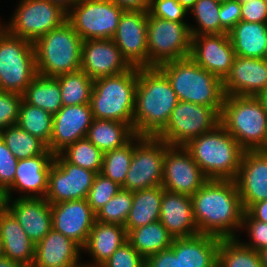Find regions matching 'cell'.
<instances>
[{
	"instance_id": "44",
	"label": "cell",
	"mask_w": 267,
	"mask_h": 267,
	"mask_svg": "<svg viewBox=\"0 0 267 267\" xmlns=\"http://www.w3.org/2000/svg\"><path fill=\"white\" fill-rule=\"evenodd\" d=\"M22 99L20 93L0 91V131L17 124Z\"/></svg>"
},
{
	"instance_id": "29",
	"label": "cell",
	"mask_w": 267,
	"mask_h": 267,
	"mask_svg": "<svg viewBox=\"0 0 267 267\" xmlns=\"http://www.w3.org/2000/svg\"><path fill=\"white\" fill-rule=\"evenodd\" d=\"M0 237L3 242L5 257L25 267H32L35 244L8 209L0 216Z\"/></svg>"
},
{
	"instance_id": "24",
	"label": "cell",
	"mask_w": 267,
	"mask_h": 267,
	"mask_svg": "<svg viewBox=\"0 0 267 267\" xmlns=\"http://www.w3.org/2000/svg\"><path fill=\"white\" fill-rule=\"evenodd\" d=\"M14 199H8V210L36 245L52 229L51 205L45 198Z\"/></svg>"
},
{
	"instance_id": "45",
	"label": "cell",
	"mask_w": 267,
	"mask_h": 267,
	"mask_svg": "<svg viewBox=\"0 0 267 267\" xmlns=\"http://www.w3.org/2000/svg\"><path fill=\"white\" fill-rule=\"evenodd\" d=\"M145 258L127 241L100 267H145Z\"/></svg>"
},
{
	"instance_id": "31",
	"label": "cell",
	"mask_w": 267,
	"mask_h": 267,
	"mask_svg": "<svg viewBox=\"0 0 267 267\" xmlns=\"http://www.w3.org/2000/svg\"><path fill=\"white\" fill-rule=\"evenodd\" d=\"M162 197L163 187L161 185L133 192L132 207L124 226L126 232L158 221Z\"/></svg>"
},
{
	"instance_id": "5",
	"label": "cell",
	"mask_w": 267,
	"mask_h": 267,
	"mask_svg": "<svg viewBox=\"0 0 267 267\" xmlns=\"http://www.w3.org/2000/svg\"><path fill=\"white\" fill-rule=\"evenodd\" d=\"M138 67L118 75L94 79L90 99L94 119L128 123L133 128Z\"/></svg>"
},
{
	"instance_id": "49",
	"label": "cell",
	"mask_w": 267,
	"mask_h": 267,
	"mask_svg": "<svg viewBox=\"0 0 267 267\" xmlns=\"http://www.w3.org/2000/svg\"><path fill=\"white\" fill-rule=\"evenodd\" d=\"M241 21L267 23V1L250 0L241 3Z\"/></svg>"
},
{
	"instance_id": "12",
	"label": "cell",
	"mask_w": 267,
	"mask_h": 267,
	"mask_svg": "<svg viewBox=\"0 0 267 267\" xmlns=\"http://www.w3.org/2000/svg\"><path fill=\"white\" fill-rule=\"evenodd\" d=\"M123 9L110 0H80L67 12V21L83 39H112Z\"/></svg>"
},
{
	"instance_id": "15",
	"label": "cell",
	"mask_w": 267,
	"mask_h": 267,
	"mask_svg": "<svg viewBox=\"0 0 267 267\" xmlns=\"http://www.w3.org/2000/svg\"><path fill=\"white\" fill-rule=\"evenodd\" d=\"M208 180L184 146H170L163 162V189L192 196Z\"/></svg>"
},
{
	"instance_id": "1",
	"label": "cell",
	"mask_w": 267,
	"mask_h": 267,
	"mask_svg": "<svg viewBox=\"0 0 267 267\" xmlns=\"http://www.w3.org/2000/svg\"><path fill=\"white\" fill-rule=\"evenodd\" d=\"M191 200L199 234L239 237L244 210L235 180L208 179Z\"/></svg>"
},
{
	"instance_id": "23",
	"label": "cell",
	"mask_w": 267,
	"mask_h": 267,
	"mask_svg": "<svg viewBox=\"0 0 267 267\" xmlns=\"http://www.w3.org/2000/svg\"><path fill=\"white\" fill-rule=\"evenodd\" d=\"M54 161V154L48 149L44 154L18 160L13 184L7 189L9 198L15 190L20 198H45L48 189V175Z\"/></svg>"
},
{
	"instance_id": "36",
	"label": "cell",
	"mask_w": 267,
	"mask_h": 267,
	"mask_svg": "<svg viewBox=\"0 0 267 267\" xmlns=\"http://www.w3.org/2000/svg\"><path fill=\"white\" fill-rule=\"evenodd\" d=\"M63 106L90 104L94 80L82 69L56 77Z\"/></svg>"
},
{
	"instance_id": "37",
	"label": "cell",
	"mask_w": 267,
	"mask_h": 267,
	"mask_svg": "<svg viewBox=\"0 0 267 267\" xmlns=\"http://www.w3.org/2000/svg\"><path fill=\"white\" fill-rule=\"evenodd\" d=\"M17 125L29 134L39 138L47 146L53 132V115L43 109L28 104L22 99Z\"/></svg>"
},
{
	"instance_id": "52",
	"label": "cell",
	"mask_w": 267,
	"mask_h": 267,
	"mask_svg": "<svg viewBox=\"0 0 267 267\" xmlns=\"http://www.w3.org/2000/svg\"><path fill=\"white\" fill-rule=\"evenodd\" d=\"M123 10L149 11L150 0H110Z\"/></svg>"
},
{
	"instance_id": "60",
	"label": "cell",
	"mask_w": 267,
	"mask_h": 267,
	"mask_svg": "<svg viewBox=\"0 0 267 267\" xmlns=\"http://www.w3.org/2000/svg\"><path fill=\"white\" fill-rule=\"evenodd\" d=\"M5 253H4V246H3V242L2 239L0 237V258L4 257Z\"/></svg>"
},
{
	"instance_id": "16",
	"label": "cell",
	"mask_w": 267,
	"mask_h": 267,
	"mask_svg": "<svg viewBox=\"0 0 267 267\" xmlns=\"http://www.w3.org/2000/svg\"><path fill=\"white\" fill-rule=\"evenodd\" d=\"M148 11L124 10L112 40L133 67H148Z\"/></svg>"
},
{
	"instance_id": "40",
	"label": "cell",
	"mask_w": 267,
	"mask_h": 267,
	"mask_svg": "<svg viewBox=\"0 0 267 267\" xmlns=\"http://www.w3.org/2000/svg\"><path fill=\"white\" fill-rule=\"evenodd\" d=\"M220 6L221 4L214 0H197L195 2L189 13H192L198 26L189 25L191 36L228 33L221 26Z\"/></svg>"
},
{
	"instance_id": "9",
	"label": "cell",
	"mask_w": 267,
	"mask_h": 267,
	"mask_svg": "<svg viewBox=\"0 0 267 267\" xmlns=\"http://www.w3.org/2000/svg\"><path fill=\"white\" fill-rule=\"evenodd\" d=\"M187 23L160 19L148 12V67L190 56L192 36Z\"/></svg>"
},
{
	"instance_id": "7",
	"label": "cell",
	"mask_w": 267,
	"mask_h": 267,
	"mask_svg": "<svg viewBox=\"0 0 267 267\" xmlns=\"http://www.w3.org/2000/svg\"><path fill=\"white\" fill-rule=\"evenodd\" d=\"M220 124L244 150H259L267 135V114L256 96H225Z\"/></svg>"
},
{
	"instance_id": "32",
	"label": "cell",
	"mask_w": 267,
	"mask_h": 267,
	"mask_svg": "<svg viewBox=\"0 0 267 267\" xmlns=\"http://www.w3.org/2000/svg\"><path fill=\"white\" fill-rule=\"evenodd\" d=\"M134 136V130L128 123L93 119L86 137L103 153H106L123 147Z\"/></svg>"
},
{
	"instance_id": "57",
	"label": "cell",
	"mask_w": 267,
	"mask_h": 267,
	"mask_svg": "<svg viewBox=\"0 0 267 267\" xmlns=\"http://www.w3.org/2000/svg\"><path fill=\"white\" fill-rule=\"evenodd\" d=\"M256 97L261 102L263 109L267 114V88L264 91L260 92Z\"/></svg>"
},
{
	"instance_id": "50",
	"label": "cell",
	"mask_w": 267,
	"mask_h": 267,
	"mask_svg": "<svg viewBox=\"0 0 267 267\" xmlns=\"http://www.w3.org/2000/svg\"><path fill=\"white\" fill-rule=\"evenodd\" d=\"M221 26L229 32L239 21H241V3L232 0L221 4L219 10Z\"/></svg>"
},
{
	"instance_id": "46",
	"label": "cell",
	"mask_w": 267,
	"mask_h": 267,
	"mask_svg": "<svg viewBox=\"0 0 267 267\" xmlns=\"http://www.w3.org/2000/svg\"><path fill=\"white\" fill-rule=\"evenodd\" d=\"M152 16L174 22H185L186 10L177 0H150L148 11Z\"/></svg>"
},
{
	"instance_id": "22",
	"label": "cell",
	"mask_w": 267,
	"mask_h": 267,
	"mask_svg": "<svg viewBox=\"0 0 267 267\" xmlns=\"http://www.w3.org/2000/svg\"><path fill=\"white\" fill-rule=\"evenodd\" d=\"M266 88V60L236 56L229 74L223 80L225 96H257Z\"/></svg>"
},
{
	"instance_id": "20",
	"label": "cell",
	"mask_w": 267,
	"mask_h": 267,
	"mask_svg": "<svg viewBox=\"0 0 267 267\" xmlns=\"http://www.w3.org/2000/svg\"><path fill=\"white\" fill-rule=\"evenodd\" d=\"M90 104L63 106L53 115V132L48 149L55 155L87 136L93 121Z\"/></svg>"
},
{
	"instance_id": "54",
	"label": "cell",
	"mask_w": 267,
	"mask_h": 267,
	"mask_svg": "<svg viewBox=\"0 0 267 267\" xmlns=\"http://www.w3.org/2000/svg\"><path fill=\"white\" fill-rule=\"evenodd\" d=\"M7 190L0 186V216L8 209Z\"/></svg>"
},
{
	"instance_id": "25",
	"label": "cell",
	"mask_w": 267,
	"mask_h": 267,
	"mask_svg": "<svg viewBox=\"0 0 267 267\" xmlns=\"http://www.w3.org/2000/svg\"><path fill=\"white\" fill-rule=\"evenodd\" d=\"M159 221L174 239L199 234L193 217L191 196L163 189Z\"/></svg>"
},
{
	"instance_id": "62",
	"label": "cell",
	"mask_w": 267,
	"mask_h": 267,
	"mask_svg": "<svg viewBox=\"0 0 267 267\" xmlns=\"http://www.w3.org/2000/svg\"><path fill=\"white\" fill-rule=\"evenodd\" d=\"M214 1H216L219 4H223L225 2L232 1V0H214Z\"/></svg>"
},
{
	"instance_id": "39",
	"label": "cell",
	"mask_w": 267,
	"mask_h": 267,
	"mask_svg": "<svg viewBox=\"0 0 267 267\" xmlns=\"http://www.w3.org/2000/svg\"><path fill=\"white\" fill-rule=\"evenodd\" d=\"M142 137L135 135L123 147L104 153L100 173L122 186L130 167L134 146Z\"/></svg>"
},
{
	"instance_id": "47",
	"label": "cell",
	"mask_w": 267,
	"mask_h": 267,
	"mask_svg": "<svg viewBox=\"0 0 267 267\" xmlns=\"http://www.w3.org/2000/svg\"><path fill=\"white\" fill-rule=\"evenodd\" d=\"M241 229H245L250 237L249 242H242L247 247L260 251L267 247V223L253 219L246 211L243 213Z\"/></svg>"
},
{
	"instance_id": "8",
	"label": "cell",
	"mask_w": 267,
	"mask_h": 267,
	"mask_svg": "<svg viewBox=\"0 0 267 267\" xmlns=\"http://www.w3.org/2000/svg\"><path fill=\"white\" fill-rule=\"evenodd\" d=\"M34 44L0 27V91L23 94L37 76Z\"/></svg>"
},
{
	"instance_id": "56",
	"label": "cell",
	"mask_w": 267,
	"mask_h": 267,
	"mask_svg": "<svg viewBox=\"0 0 267 267\" xmlns=\"http://www.w3.org/2000/svg\"><path fill=\"white\" fill-rule=\"evenodd\" d=\"M0 267H25V266L16 261L10 260L4 256L0 258Z\"/></svg>"
},
{
	"instance_id": "43",
	"label": "cell",
	"mask_w": 267,
	"mask_h": 267,
	"mask_svg": "<svg viewBox=\"0 0 267 267\" xmlns=\"http://www.w3.org/2000/svg\"><path fill=\"white\" fill-rule=\"evenodd\" d=\"M120 189L121 186L118 183L98 173L87 196L88 204L97 213Z\"/></svg>"
},
{
	"instance_id": "33",
	"label": "cell",
	"mask_w": 267,
	"mask_h": 267,
	"mask_svg": "<svg viewBox=\"0 0 267 267\" xmlns=\"http://www.w3.org/2000/svg\"><path fill=\"white\" fill-rule=\"evenodd\" d=\"M174 238L158 220L127 232V241L145 259L172 246Z\"/></svg>"
},
{
	"instance_id": "63",
	"label": "cell",
	"mask_w": 267,
	"mask_h": 267,
	"mask_svg": "<svg viewBox=\"0 0 267 267\" xmlns=\"http://www.w3.org/2000/svg\"><path fill=\"white\" fill-rule=\"evenodd\" d=\"M73 267H87V266L85 264L80 263L77 266H73Z\"/></svg>"
},
{
	"instance_id": "58",
	"label": "cell",
	"mask_w": 267,
	"mask_h": 267,
	"mask_svg": "<svg viewBox=\"0 0 267 267\" xmlns=\"http://www.w3.org/2000/svg\"><path fill=\"white\" fill-rule=\"evenodd\" d=\"M186 10H190L197 0H177Z\"/></svg>"
},
{
	"instance_id": "26",
	"label": "cell",
	"mask_w": 267,
	"mask_h": 267,
	"mask_svg": "<svg viewBox=\"0 0 267 267\" xmlns=\"http://www.w3.org/2000/svg\"><path fill=\"white\" fill-rule=\"evenodd\" d=\"M82 248L61 232L51 229L35 245L32 267H73L81 262Z\"/></svg>"
},
{
	"instance_id": "14",
	"label": "cell",
	"mask_w": 267,
	"mask_h": 267,
	"mask_svg": "<svg viewBox=\"0 0 267 267\" xmlns=\"http://www.w3.org/2000/svg\"><path fill=\"white\" fill-rule=\"evenodd\" d=\"M95 175L91 170L69 163L60 153L55 154L45 199L50 204L87 199Z\"/></svg>"
},
{
	"instance_id": "35",
	"label": "cell",
	"mask_w": 267,
	"mask_h": 267,
	"mask_svg": "<svg viewBox=\"0 0 267 267\" xmlns=\"http://www.w3.org/2000/svg\"><path fill=\"white\" fill-rule=\"evenodd\" d=\"M217 267H263L259 251L244 245L238 238L220 239Z\"/></svg>"
},
{
	"instance_id": "21",
	"label": "cell",
	"mask_w": 267,
	"mask_h": 267,
	"mask_svg": "<svg viewBox=\"0 0 267 267\" xmlns=\"http://www.w3.org/2000/svg\"><path fill=\"white\" fill-rule=\"evenodd\" d=\"M235 182L244 211L267 200V153L245 150Z\"/></svg>"
},
{
	"instance_id": "4",
	"label": "cell",
	"mask_w": 267,
	"mask_h": 267,
	"mask_svg": "<svg viewBox=\"0 0 267 267\" xmlns=\"http://www.w3.org/2000/svg\"><path fill=\"white\" fill-rule=\"evenodd\" d=\"M178 101H187L214 108L221 113L225 93L223 81L203 69L190 57L161 64Z\"/></svg>"
},
{
	"instance_id": "10",
	"label": "cell",
	"mask_w": 267,
	"mask_h": 267,
	"mask_svg": "<svg viewBox=\"0 0 267 267\" xmlns=\"http://www.w3.org/2000/svg\"><path fill=\"white\" fill-rule=\"evenodd\" d=\"M220 114L212 107L178 101L165 128L156 136L169 146H185L190 140L215 129Z\"/></svg>"
},
{
	"instance_id": "34",
	"label": "cell",
	"mask_w": 267,
	"mask_h": 267,
	"mask_svg": "<svg viewBox=\"0 0 267 267\" xmlns=\"http://www.w3.org/2000/svg\"><path fill=\"white\" fill-rule=\"evenodd\" d=\"M22 95L28 104L39 107L52 115L63 107L60 86L56 77L37 74Z\"/></svg>"
},
{
	"instance_id": "28",
	"label": "cell",
	"mask_w": 267,
	"mask_h": 267,
	"mask_svg": "<svg viewBox=\"0 0 267 267\" xmlns=\"http://www.w3.org/2000/svg\"><path fill=\"white\" fill-rule=\"evenodd\" d=\"M125 242H127V232L124 226L96 221L82 248V252L86 251L92 256L93 263L88 262L89 264L85 265L100 267Z\"/></svg>"
},
{
	"instance_id": "13",
	"label": "cell",
	"mask_w": 267,
	"mask_h": 267,
	"mask_svg": "<svg viewBox=\"0 0 267 267\" xmlns=\"http://www.w3.org/2000/svg\"><path fill=\"white\" fill-rule=\"evenodd\" d=\"M169 147L157 137L143 136L134 146L130 167L121 188L135 192L161 185L163 162Z\"/></svg>"
},
{
	"instance_id": "2",
	"label": "cell",
	"mask_w": 267,
	"mask_h": 267,
	"mask_svg": "<svg viewBox=\"0 0 267 267\" xmlns=\"http://www.w3.org/2000/svg\"><path fill=\"white\" fill-rule=\"evenodd\" d=\"M178 103L176 92L159 67H139L135 90V135L156 137Z\"/></svg>"
},
{
	"instance_id": "30",
	"label": "cell",
	"mask_w": 267,
	"mask_h": 267,
	"mask_svg": "<svg viewBox=\"0 0 267 267\" xmlns=\"http://www.w3.org/2000/svg\"><path fill=\"white\" fill-rule=\"evenodd\" d=\"M228 35L236 56L265 59L267 23L239 21Z\"/></svg>"
},
{
	"instance_id": "17",
	"label": "cell",
	"mask_w": 267,
	"mask_h": 267,
	"mask_svg": "<svg viewBox=\"0 0 267 267\" xmlns=\"http://www.w3.org/2000/svg\"><path fill=\"white\" fill-rule=\"evenodd\" d=\"M189 57L223 81L230 72L236 54L228 33L209 34L192 36Z\"/></svg>"
},
{
	"instance_id": "19",
	"label": "cell",
	"mask_w": 267,
	"mask_h": 267,
	"mask_svg": "<svg viewBox=\"0 0 267 267\" xmlns=\"http://www.w3.org/2000/svg\"><path fill=\"white\" fill-rule=\"evenodd\" d=\"M131 67L112 39L82 42L81 69L93 80L121 74Z\"/></svg>"
},
{
	"instance_id": "51",
	"label": "cell",
	"mask_w": 267,
	"mask_h": 267,
	"mask_svg": "<svg viewBox=\"0 0 267 267\" xmlns=\"http://www.w3.org/2000/svg\"><path fill=\"white\" fill-rule=\"evenodd\" d=\"M145 267H180V259L171 248H168L147 257Z\"/></svg>"
},
{
	"instance_id": "38",
	"label": "cell",
	"mask_w": 267,
	"mask_h": 267,
	"mask_svg": "<svg viewBox=\"0 0 267 267\" xmlns=\"http://www.w3.org/2000/svg\"><path fill=\"white\" fill-rule=\"evenodd\" d=\"M0 137L18 160L35 157L48 150L43 141L22 130L17 124L1 130Z\"/></svg>"
},
{
	"instance_id": "61",
	"label": "cell",
	"mask_w": 267,
	"mask_h": 267,
	"mask_svg": "<svg viewBox=\"0 0 267 267\" xmlns=\"http://www.w3.org/2000/svg\"><path fill=\"white\" fill-rule=\"evenodd\" d=\"M259 151L267 153V135H266V138H265V143H264V145L259 149Z\"/></svg>"
},
{
	"instance_id": "48",
	"label": "cell",
	"mask_w": 267,
	"mask_h": 267,
	"mask_svg": "<svg viewBox=\"0 0 267 267\" xmlns=\"http://www.w3.org/2000/svg\"><path fill=\"white\" fill-rule=\"evenodd\" d=\"M18 159L0 137V186L6 190L13 184Z\"/></svg>"
},
{
	"instance_id": "64",
	"label": "cell",
	"mask_w": 267,
	"mask_h": 267,
	"mask_svg": "<svg viewBox=\"0 0 267 267\" xmlns=\"http://www.w3.org/2000/svg\"><path fill=\"white\" fill-rule=\"evenodd\" d=\"M237 1L240 2V3H243V2H248L250 0H237Z\"/></svg>"
},
{
	"instance_id": "59",
	"label": "cell",
	"mask_w": 267,
	"mask_h": 267,
	"mask_svg": "<svg viewBox=\"0 0 267 267\" xmlns=\"http://www.w3.org/2000/svg\"><path fill=\"white\" fill-rule=\"evenodd\" d=\"M263 267H267V247L259 251Z\"/></svg>"
},
{
	"instance_id": "6",
	"label": "cell",
	"mask_w": 267,
	"mask_h": 267,
	"mask_svg": "<svg viewBox=\"0 0 267 267\" xmlns=\"http://www.w3.org/2000/svg\"><path fill=\"white\" fill-rule=\"evenodd\" d=\"M82 42L68 21L42 35L34 43L37 73L57 77L80 70Z\"/></svg>"
},
{
	"instance_id": "42",
	"label": "cell",
	"mask_w": 267,
	"mask_h": 267,
	"mask_svg": "<svg viewBox=\"0 0 267 267\" xmlns=\"http://www.w3.org/2000/svg\"><path fill=\"white\" fill-rule=\"evenodd\" d=\"M133 202V192L125 189L114 195L96 213V221L125 226Z\"/></svg>"
},
{
	"instance_id": "53",
	"label": "cell",
	"mask_w": 267,
	"mask_h": 267,
	"mask_svg": "<svg viewBox=\"0 0 267 267\" xmlns=\"http://www.w3.org/2000/svg\"><path fill=\"white\" fill-rule=\"evenodd\" d=\"M246 212L255 220L267 223V200L251 205Z\"/></svg>"
},
{
	"instance_id": "41",
	"label": "cell",
	"mask_w": 267,
	"mask_h": 267,
	"mask_svg": "<svg viewBox=\"0 0 267 267\" xmlns=\"http://www.w3.org/2000/svg\"><path fill=\"white\" fill-rule=\"evenodd\" d=\"M60 154L69 162L96 174L101 172L104 153L87 137L67 146Z\"/></svg>"
},
{
	"instance_id": "27",
	"label": "cell",
	"mask_w": 267,
	"mask_h": 267,
	"mask_svg": "<svg viewBox=\"0 0 267 267\" xmlns=\"http://www.w3.org/2000/svg\"><path fill=\"white\" fill-rule=\"evenodd\" d=\"M221 238L197 234L177 238L170 247L179 256L180 267H217V251Z\"/></svg>"
},
{
	"instance_id": "3",
	"label": "cell",
	"mask_w": 267,
	"mask_h": 267,
	"mask_svg": "<svg viewBox=\"0 0 267 267\" xmlns=\"http://www.w3.org/2000/svg\"><path fill=\"white\" fill-rule=\"evenodd\" d=\"M184 147L208 179L219 180L236 179L245 152L221 124Z\"/></svg>"
},
{
	"instance_id": "11",
	"label": "cell",
	"mask_w": 267,
	"mask_h": 267,
	"mask_svg": "<svg viewBox=\"0 0 267 267\" xmlns=\"http://www.w3.org/2000/svg\"><path fill=\"white\" fill-rule=\"evenodd\" d=\"M19 3L12 18L2 27L33 44L67 21V12L48 0H20Z\"/></svg>"
},
{
	"instance_id": "18",
	"label": "cell",
	"mask_w": 267,
	"mask_h": 267,
	"mask_svg": "<svg viewBox=\"0 0 267 267\" xmlns=\"http://www.w3.org/2000/svg\"><path fill=\"white\" fill-rule=\"evenodd\" d=\"M51 205L52 229L83 248L96 222V213L87 199L58 202Z\"/></svg>"
},
{
	"instance_id": "55",
	"label": "cell",
	"mask_w": 267,
	"mask_h": 267,
	"mask_svg": "<svg viewBox=\"0 0 267 267\" xmlns=\"http://www.w3.org/2000/svg\"><path fill=\"white\" fill-rule=\"evenodd\" d=\"M54 4L59 5L63 10L68 12L74 7L80 0H48Z\"/></svg>"
}]
</instances>
